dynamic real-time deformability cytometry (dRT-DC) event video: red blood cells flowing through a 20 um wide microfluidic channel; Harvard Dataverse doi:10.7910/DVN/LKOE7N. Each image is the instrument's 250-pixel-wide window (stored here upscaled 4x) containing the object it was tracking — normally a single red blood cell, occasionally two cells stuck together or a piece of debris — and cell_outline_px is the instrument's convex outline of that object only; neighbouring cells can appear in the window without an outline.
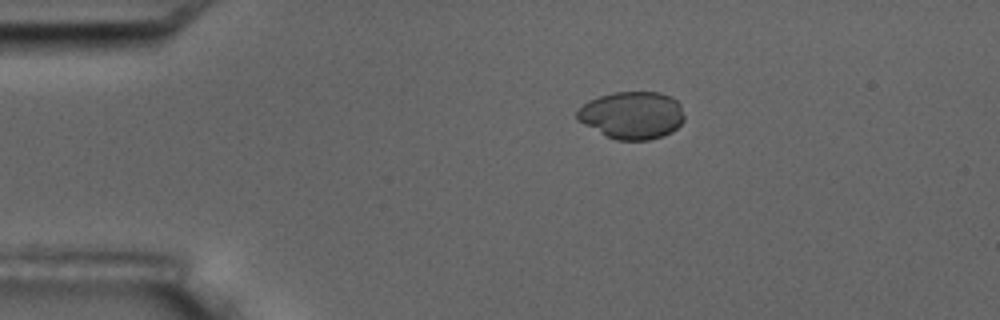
{"species": "common noctule bat (a hibernating species)", "species_latin": "Nyctalus noctula", "temperature_condition": "room temperature", "stored_images_in_passage": 2, "camera_frame_rate_fps": 3000, "um_per_image_px": 0.085, "animal": {"sex": "male", "body_mass_g": 17.5, "forearm_length_mm": 52.3}, "frame": {"image": 1, "passage_image": 1, "time_ms": 0.0, "image_size_px": [1000, 320], "cell_outline_px": [[684, 120], [672, 132], [664, 136], [648, 140], [616, 140], [576, 120], [576, 112], [588, 100], [612, 92], [660, 92], [672, 96], [680, 104], [684, 116]], "centroid_in_image_um": [53.74, 9.78], "position_along_channel_um": 31.3, "area_um2": 29.71}}